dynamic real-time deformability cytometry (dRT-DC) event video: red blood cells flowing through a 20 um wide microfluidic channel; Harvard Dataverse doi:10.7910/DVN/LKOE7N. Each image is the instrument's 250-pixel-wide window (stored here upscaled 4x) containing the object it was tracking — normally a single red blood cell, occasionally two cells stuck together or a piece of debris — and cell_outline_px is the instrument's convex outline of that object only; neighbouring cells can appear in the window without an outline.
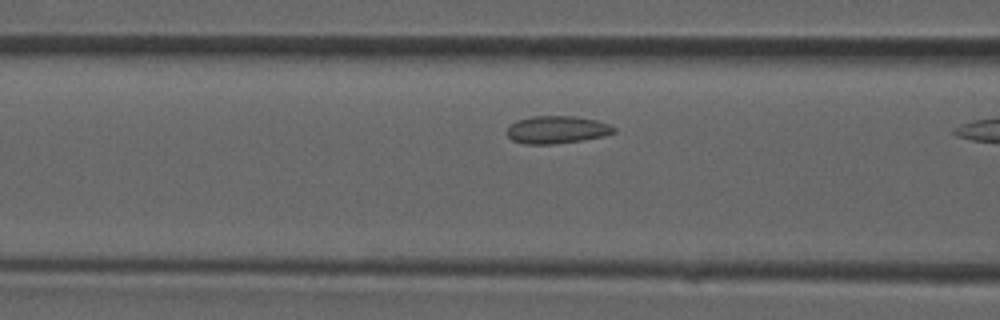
{"species": "common noctule bat (a hibernating species)", "species_latin": "Nyctalus noctula", "temperature_condition": "room temperature", "stored_images_in_passage": 8, "camera_frame_rate_fps": 3000, "um_per_image_px": 0.085, "animal": {"sex": "male", "forearm_length_mm": 52.5}, "frame": {"image": 1, "passage_image": 7, "time_ms": 2.0, "image_size_px": [1000, 320], "cell_outline_px": [[616, 132], [604, 136], [580, 140], [552, 144], [524, 144], [512, 140], [508, 136], [508, 128], [512, 124], [520, 120], [532, 116], [576, 116], [596, 120], [608, 124], [616, 128]], "centroid_in_image_um": [47.36, 11.02], "position_along_channel_um": 119.2, "area_um2": 16.99}}